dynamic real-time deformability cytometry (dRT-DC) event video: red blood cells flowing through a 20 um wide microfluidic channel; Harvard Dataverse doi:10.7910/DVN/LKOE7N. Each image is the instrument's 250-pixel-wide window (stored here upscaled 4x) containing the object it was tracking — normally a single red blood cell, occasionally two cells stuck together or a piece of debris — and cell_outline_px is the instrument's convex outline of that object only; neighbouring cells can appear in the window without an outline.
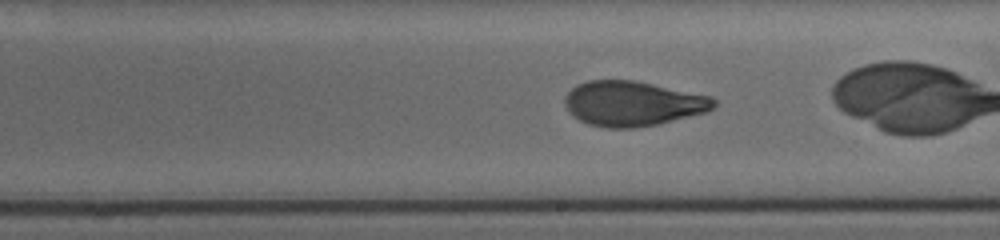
{"species": "human", "species_latin": "Homo sapiens", "temperature_condition": "cold", "stored_images_in_passage": 49, "camera_frame_rate_fps": 3000, "um_per_image_px": 0.085, "donor": {"sex": "female"}, "frame": {"image": 1, "passage_image": 36, "time_ms": 11.667, "image_size_px": [1000, 240], "cell_outline_px": [[716, 104], [712, 108], [704, 112], [656, 124], [632, 128], [608, 128], [588, 124], [572, 116], [568, 112], [564, 104], [564, 96], [576, 84], [588, 80], [632, 80], [712, 96], [716, 100]], "centroid_in_image_um": [53.72, 8.79], "position_along_channel_um": 235.3, "area_um2": 38.84}}